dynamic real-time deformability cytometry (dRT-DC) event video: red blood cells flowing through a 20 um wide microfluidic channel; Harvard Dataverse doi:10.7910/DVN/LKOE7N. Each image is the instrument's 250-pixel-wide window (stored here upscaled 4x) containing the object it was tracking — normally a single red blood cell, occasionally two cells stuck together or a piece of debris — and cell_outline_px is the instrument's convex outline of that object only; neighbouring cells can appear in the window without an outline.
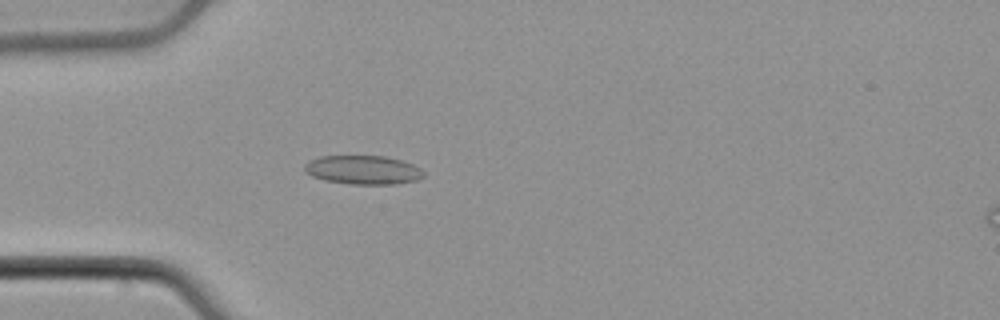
{"species": "common noctule bat (a hibernating species)", "species_latin": "Nyctalus noctula", "temperature_condition": "cold", "stored_images_in_passage": 42, "camera_frame_rate_fps": 3000, "um_per_image_px": 0.085, "animal": {"sex": "male", "body_mass_g": 21.5, "forearm_length_mm": 52.0}, "frame": {"image": 1, "passage_image": 4, "time_ms": 1.0, "image_size_px": [1000, 320], "cell_outline_px": [[424, 176], [416, 180], [396, 184], [352, 184], [324, 180], [312, 176], [304, 172], [304, 164], [308, 160], [320, 156], [384, 156], [400, 160], [412, 164], [420, 168], [424, 172]], "centroid_in_image_um": [30.82, 14.44], "position_along_channel_um": 54.2, "area_um2": 20.06}}
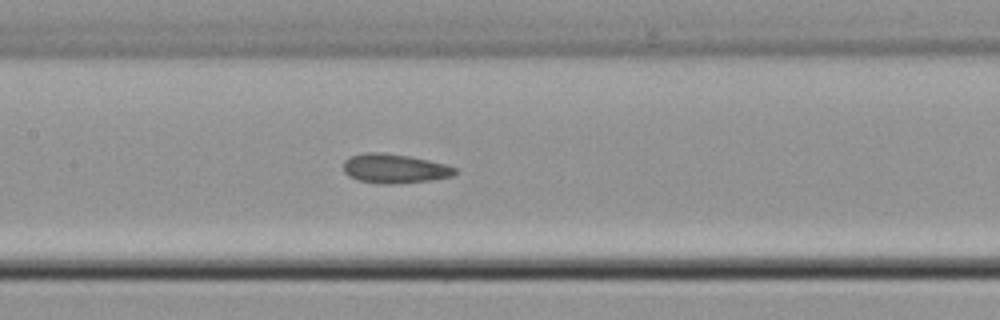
{"frame": {"image": 2, "passage_image": 14, "time_ms": 4.333, "image_size_px": [1000, 320], "cell_outline_px": [[460, 172], [452, 176], [432, 180], [388, 184], [380, 184], [356, 180], [348, 176], [344, 172], [344, 160], [352, 156], [368, 152], [376, 152], [408, 156], [428, 160], [444, 164], [456, 168]], "centroid_in_image_um": [33.54, 14.34], "position_along_channel_um": 173.9, "area_um2": 18.96}}
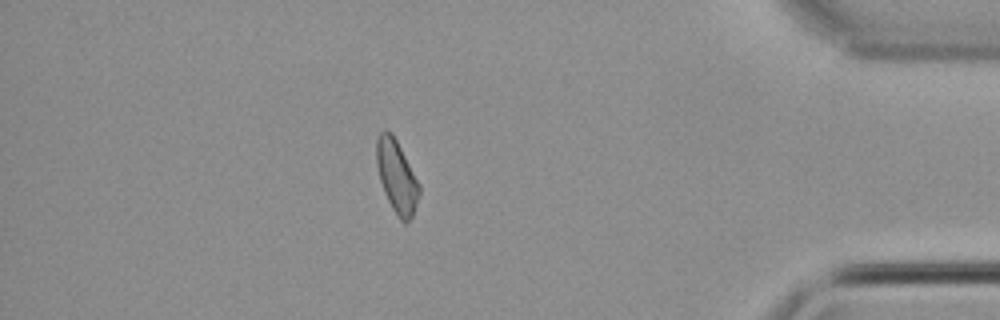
{"frame": {"image": 3, "passage_image": 35, "time_ms": 11.333, "image_size_px": [1000, 320], "cell_outline_px": [[420, 192], [412, 216], [404, 224], [400, 220], [392, 208], [384, 192], [380, 180], [376, 164], [376, 140], [380, 132], [392, 132], [420, 184]], "centroid_in_image_um": [33.71, 15.01], "position_along_channel_um": 401.5, "area_um2": 17.86}, "authors_computed_cell_mechanics": {"area_um2": 18.4671, "velocity_mm_per_s": 3.8573, "shape_relaxation_time_tau1_ms": null, "shape_relaxation_time_tau2_ms": 1.5614, "deformation_change_tau1": null, "deformation_change_tau2": 0.0681}}